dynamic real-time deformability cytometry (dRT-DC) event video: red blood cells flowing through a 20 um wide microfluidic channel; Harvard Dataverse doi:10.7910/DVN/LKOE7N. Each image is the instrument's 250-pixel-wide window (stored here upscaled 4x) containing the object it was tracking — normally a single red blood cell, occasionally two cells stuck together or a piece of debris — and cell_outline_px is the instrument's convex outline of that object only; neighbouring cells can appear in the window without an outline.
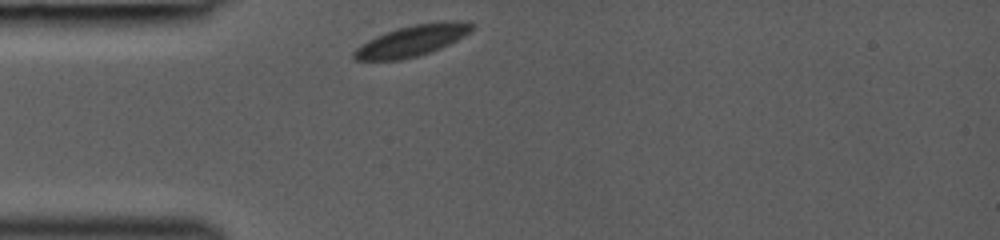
{"species": "common noctule bat (a hibernating species)", "species_latin": "Nyctalus noctula", "temperature_condition": "room temperature", "stored_images_in_passage": 28, "camera_frame_rate_fps": 3000, "um_per_image_px": 0.085, "animal": {"sex": "female", "body_mass_g": 19.0, "forearm_length_mm": 53.3}, "frame": {"image": 1, "passage_image": 1, "time_ms": 0.0, "image_size_px": [1000, 240], "cell_outline_px": [[476, 28], [464, 36], [440, 48], [416, 56], [400, 60], [356, 60], [352, 56], [352, 52], [356, 48], [368, 40], [376, 36], [400, 28], [416, 24], [444, 20], [456, 20], [476, 24]], "centroid_in_image_um": [35.06, 3.44], "position_along_channel_um": 49.9, "area_um2": 21.15}}
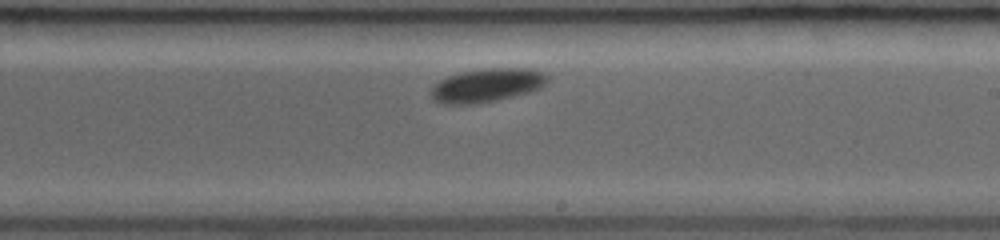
{"frame": {"image": 2, "passage_image": 16, "time_ms": 5.0, "image_size_px": [1000, 240], "cell_outline_px": [[548, 80], [540, 88], [532, 92], [496, 100], [476, 104], [440, 104], [432, 100], [432, 88], [440, 80], [448, 76], [460, 72], [484, 68], [528, 68], [544, 72], [548, 76]], "centroid_in_image_um": [41.4, 7.25], "position_along_channel_um": 247.6, "area_um2": 22.95}}
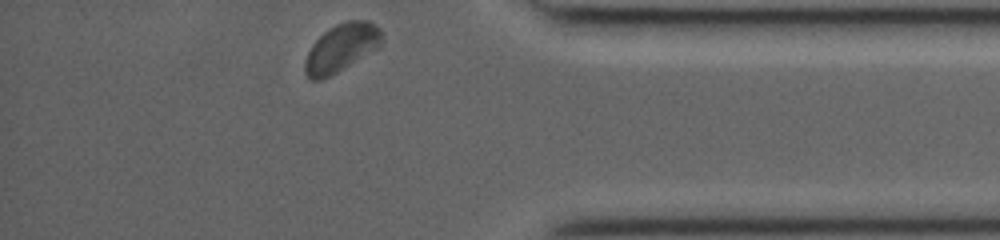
{"frame": {"image": 3, "passage_image": 28, "time_ms": 9.0, "image_size_px": [1000, 240], "cell_outline_px": [[384, 40], [376, 48], [336, 72], [320, 80], [312, 80], [304, 72], [304, 60], [312, 44], [328, 28], [336, 24], [348, 20], [368, 20], [376, 24], [380, 28]], "centroid_in_image_um": [29.0, 4.02], "position_along_channel_um": 406.2, "area_um2": 21.21}}